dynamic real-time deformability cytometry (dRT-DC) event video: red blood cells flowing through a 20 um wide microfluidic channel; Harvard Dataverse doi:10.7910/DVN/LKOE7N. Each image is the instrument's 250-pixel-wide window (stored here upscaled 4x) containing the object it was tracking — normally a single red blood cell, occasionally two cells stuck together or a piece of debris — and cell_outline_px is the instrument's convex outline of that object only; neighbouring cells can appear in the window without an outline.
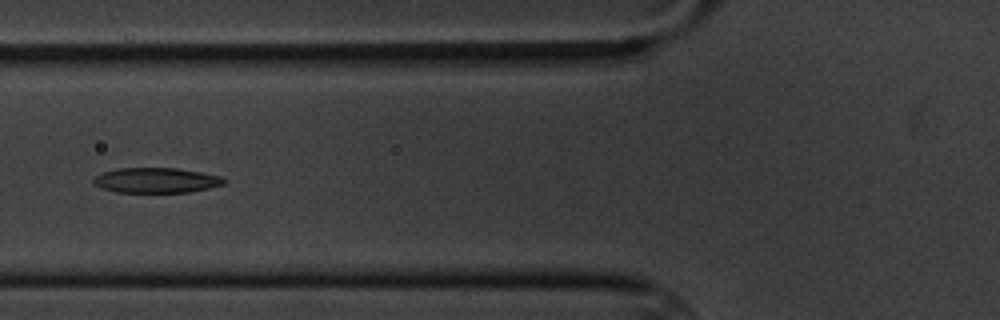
{"species": "common noctule bat (a hibernating species)", "species_latin": "Nyctalus noctula", "temperature_condition": "cold", "stored_images_in_passage": 12, "camera_frame_rate_fps": 3000, "um_per_image_px": 0.085, "animal": {"sex": "male", "body_mass_g": 20.1, "forearm_length_mm": 53.5}, "frame": {"image": 1, "passage_image": 6, "time_ms": 6.667, "image_size_px": [1000, 320], "cell_outline_px": [[224, 184], [208, 188], [188, 192], [116, 192], [100, 188], [92, 184], [92, 180], [96, 176], [104, 172], [120, 168], [176, 168], [200, 172], [220, 176], [224, 180]], "centroid_in_image_um": [13.22, 15.33], "position_along_channel_um": 112.6, "area_um2": 18.96}}
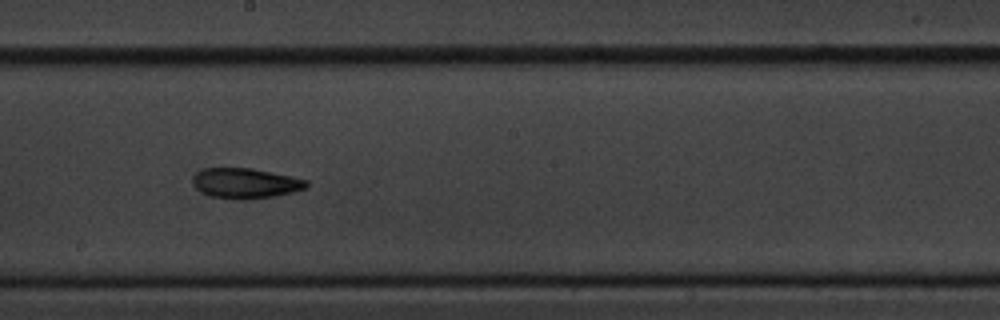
{"frame": {"image": 2, "passage_image": 9, "time_ms": 10.0, "image_size_px": [1000, 320], "cell_outline_px": [[308, 188], [276, 196], [248, 200], [236, 200], [212, 196], [200, 192], [192, 184], [192, 176], [196, 172], [204, 168], [252, 168], [292, 176], [308, 180]], "centroid_in_image_um": [20.86, 15.58], "position_along_channel_um": 227.3, "area_um2": 20.4}}
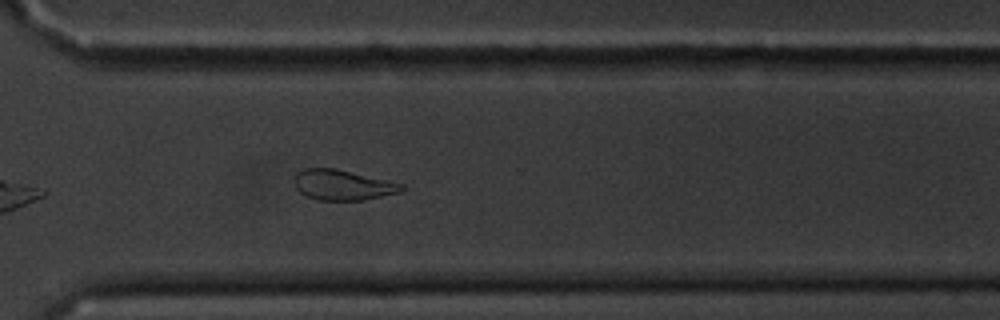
{"frame": {"image": 3, "passage_image": 12, "time_ms": 13.333, "image_size_px": [1000, 320], "cell_outline_px": [[404, 188], [400, 192], [364, 200], [316, 200], [300, 192], [296, 188], [296, 172], [304, 168], [336, 168], [404, 184]], "centroid_in_image_um": [29.14, 15.72], "position_along_channel_um": 341.5, "area_um2": 18.84}}